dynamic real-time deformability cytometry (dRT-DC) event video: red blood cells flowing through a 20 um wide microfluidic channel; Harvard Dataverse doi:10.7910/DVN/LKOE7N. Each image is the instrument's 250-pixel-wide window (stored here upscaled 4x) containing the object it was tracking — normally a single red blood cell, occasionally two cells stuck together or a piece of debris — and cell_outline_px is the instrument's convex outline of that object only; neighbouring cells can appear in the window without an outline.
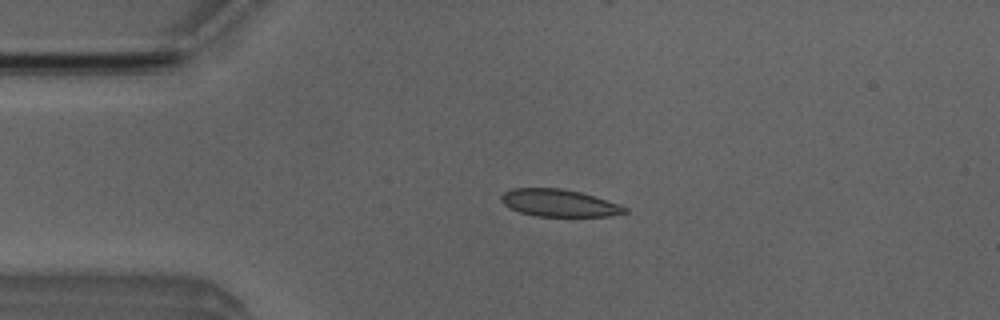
{"species": "Egyptian fruit bat (a non-hibernating species)", "species_latin": "Rousettus aegyptiacus", "temperature_condition": "room temperature", "stored_images_in_passage": 52, "camera_frame_rate_fps": 3000, "um_per_image_px": 0.085, "animal": {"sex": "male"}, "frame": {"image": 1, "passage_image": 11, "time_ms": 3.333, "image_size_px": [1000, 320], "cell_outline_px": [[628, 212], [608, 216], [536, 216], [520, 212], [504, 204], [500, 200], [500, 196], [504, 192], [512, 188], [560, 188], [580, 192], [620, 204], [628, 208]], "centroid_in_image_um": [47.52, 17.25], "position_along_channel_um": 37.5, "area_um2": 19.54}}
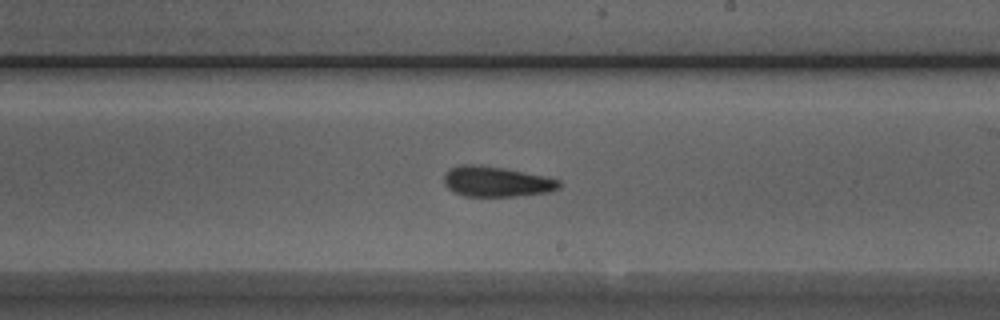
{"frame": {"image": 2, "passage_image": 29, "time_ms": 9.333, "image_size_px": [1000, 320], "cell_outline_px": [[560, 188], [548, 192], [516, 196], [464, 196], [452, 192], [444, 184], [444, 176], [448, 168], [460, 164], [472, 164], [504, 168], [548, 176], [560, 180]], "centroid_in_image_um": [42.18, 15.43], "position_along_channel_um": 246.8, "area_um2": 20.58}}
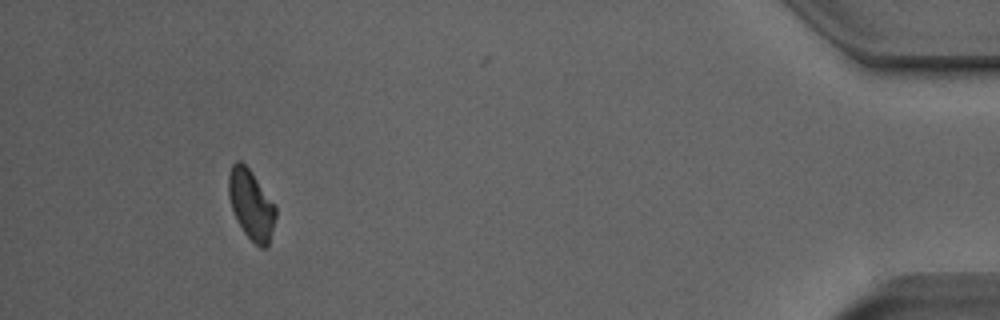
{"frame": {"image": 3, "passage_image": 47, "time_ms": 15.333, "image_size_px": [1000, 320], "cell_outline_px": [[276, 216], [268, 248], [260, 248], [244, 232], [236, 220], [228, 196], [228, 172], [232, 164], [236, 160], [240, 160], [248, 168], [276, 204]], "centroid_in_image_um": [21.35, 17.39], "position_along_channel_um": 413.9, "area_um2": 19.31}, "authors_computed_cell_mechanics": {"area_um2": 20.0855, "velocity_mm_per_s": 3.972, "shape_relaxation_time_tau1_ms": 4.1066, "shape_relaxation_time_tau2_ms": 2.2846, "deformation_change_tau1": 0.1334, "deformation_change_tau2": 0.0937}}